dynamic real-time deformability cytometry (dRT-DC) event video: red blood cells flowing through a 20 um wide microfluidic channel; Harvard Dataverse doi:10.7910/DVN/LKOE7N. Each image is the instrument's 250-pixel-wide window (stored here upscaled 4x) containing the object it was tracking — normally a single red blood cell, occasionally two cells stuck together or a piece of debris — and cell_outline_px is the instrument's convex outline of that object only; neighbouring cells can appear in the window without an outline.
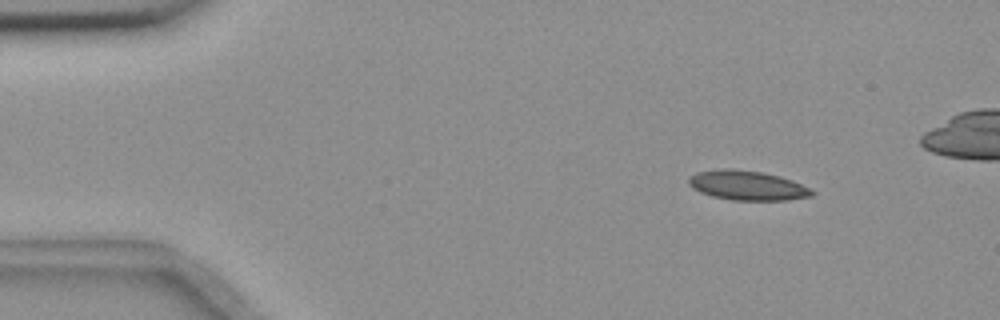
{"species": "common noctule bat (a hibernating species)", "species_latin": "Nyctalus noctula", "temperature_condition": "room temperature", "stored_images_in_passage": 47, "camera_frame_rate_fps": 3000, "um_per_image_px": 0.085, "animal": {"sex": "female", "body_mass_g": 18.4}, "frame": {"image": 1, "passage_image": 1, "time_ms": 0.0, "image_size_px": [1000, 320], "cell_outline_px": [[816, 192], [812, 196], [788, 200], [732, 200], [712, 196], [700, 192], [692, 188], [688, 184], [688, 180], [696, 172], [724, 168], [732, 168], [764, 172], [780, 176], [792, 180], [812, 188]], "centroid_in_image_um": [63.55, 15.76], "position_along_channel_um": 21.4, "area_um2": 21.44}}
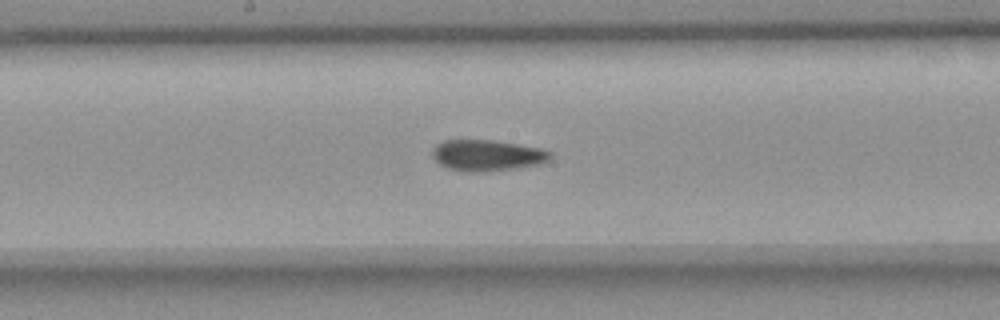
{"frame": {"image": 2, "passage_image": 23, "time_ms": 7.333, "image_size_px": [1000, 320], "cell_outline_px": [[552, 156], [548, 160], [540, 164], [520, 168], [484, 172], [468, 172], [448, 168], [440, 164], [432, 156], [432, 148], [436, 144], [444, 140], [496, 140], [540, 148], [552, 152]], "centroid_in_image_um": [41.42, 13.21], "position_along_channel_um": 206.8, "area_um2": 21.62}}
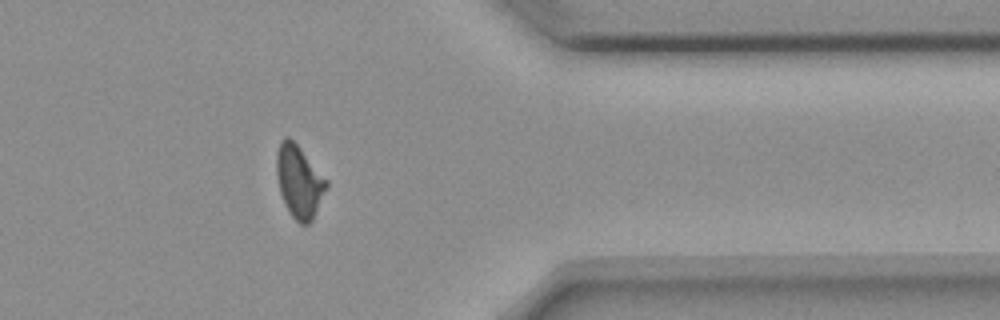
{"frame": {"image": 3, "passage_image": 39, "time_ms": 12.667, "image_size_px": [1000, 320], "cell_outline_px": [[328, 184], [312, 220], [308, 224], [300, 224], [292, 216], [280, 192], [276, 176], [276, 152], [280, 140], [284, 136], [288, 136], [300, 148], [328, 180]], "centroid_in_image_um": [25.41, 15.39], "position_along_channel_um": 386.0, "area_um2": 20.81}}